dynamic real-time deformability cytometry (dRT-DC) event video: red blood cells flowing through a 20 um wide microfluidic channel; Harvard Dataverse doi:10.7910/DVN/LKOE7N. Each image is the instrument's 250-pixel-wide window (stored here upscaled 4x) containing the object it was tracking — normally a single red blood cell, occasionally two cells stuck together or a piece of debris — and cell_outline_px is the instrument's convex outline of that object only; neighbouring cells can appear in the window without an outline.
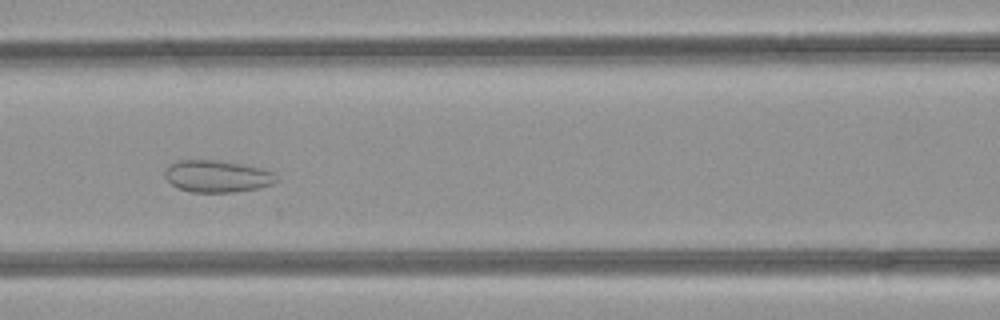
{"species": "common noctule bat (a hibernating species)", "species_latin": "Nyctalus noctula", "temperature_condition": "room temperature", "stored_images_in_passage": 41, "segment_of_instrument_passage": [1, 2], "camera_frame_rate_fps": 3000, "um_per_image_px": 0.085, "animal": {"sex": "female", "body_mass_g": 21.9}, "frame": {"image": 1, "passage_image": 13, "time_ms": 4.0, "image_size_px": [1000, 320], "cell_outline_px": [[280, 180], [272, 184], [260, 188], [232, 192], [192, 192], [176, 188], [164, 176], [164, 172], [176, 160], [216, 160], [244, 164], [260, 168], [272, 172]], "centroid_in_image_um": [18.47, 14.99], "position_along_channel_um": 148.1, "area_um2": 20.81}}
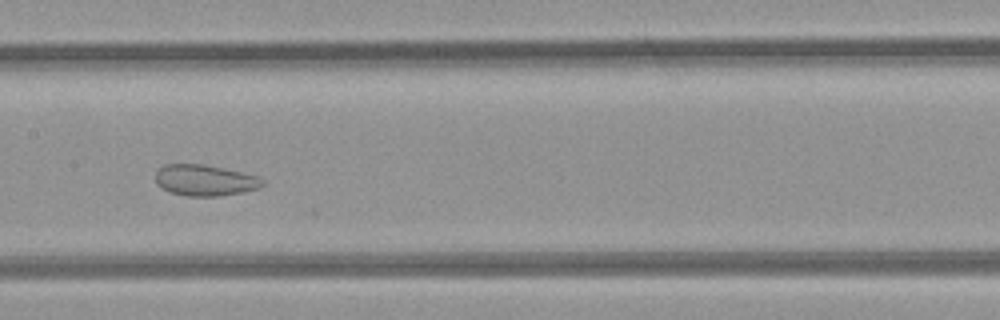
{"frame": {"image": 2, "passage_image": 16, "time_ms": 5.0, "image_size_px": [1000, 320], "cell_outline_px": [[264, 184], [260, 188], [244, 192], [220, 196], [184, 196], [160, 188], [156, 184], [156, 172], [164, 164], [204, 164], [224, 168], [260, 176], [264, 180]], "centroid_in_image_um": [17.44, 15.32], "position_along_channel_um": 190.0, "area_um2": 19.65}}
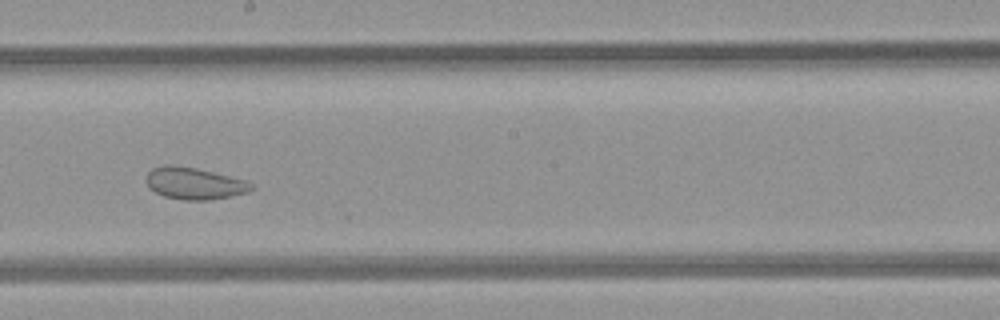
{"frame": {"image": 3, "passage_image": 19, "time_ms": 6.0, "image_size_px": [1000, 320], "cell_outline_px": [[256, 188], [248, 192], [212, 200], [184, 200], [164, 196], [148, 188], [144, 180], [148, 172], [152, 168], [164, 164], [168, 164], [196, 168], [248, 180], [256, 184]], "centroid_in_image_um": [16.54, 15.58], "position_along_channel_um": 231.7, "area_um2": 19.94}}